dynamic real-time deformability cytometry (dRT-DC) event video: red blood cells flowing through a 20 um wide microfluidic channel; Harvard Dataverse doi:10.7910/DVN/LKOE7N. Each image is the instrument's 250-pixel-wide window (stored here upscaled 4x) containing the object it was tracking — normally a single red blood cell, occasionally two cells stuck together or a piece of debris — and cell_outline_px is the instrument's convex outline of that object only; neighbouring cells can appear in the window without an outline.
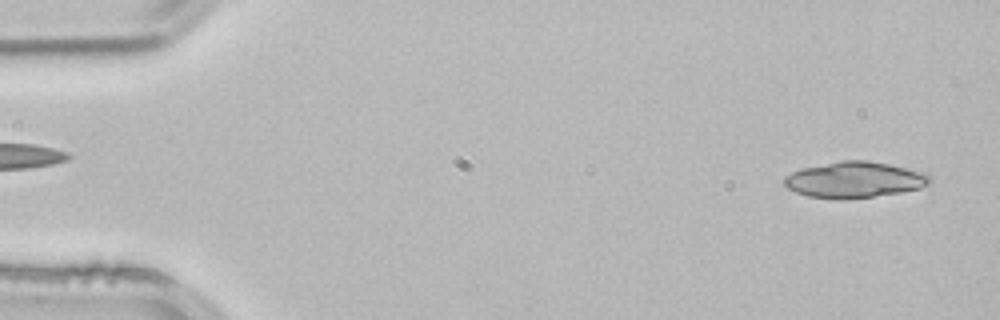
{"species": "common noctule bat (a hibernating species)", "species_latin": "Nyctalus noctula", "temperature_condition": "room temperature", "stored_images_in_passage": 19, "camera_frame_rate_fps": 3000, "um_per_image_px": 0.085, "animal": {"sex": "male", "body_mass_g": 21.5, "forearm_length_mm": 52.0}, "frame": {"image": 1, "passage_image": 2, "time_ms": 0.333, "image_size_px": [1000, 320], "cell_outline_px": [[932, 180], [928, 184], [920, 188], [900, 192], [844, 200], [836, 200], [808, 196], [796, 192], [788, 188], [784, 184], [784, 176], [800, 168], [840, 160], [868, 160], [888, 164], [920, 172], [932, 176]], "centroid_in_image_um": [72.58, 15.28], "position_along_channel_um": 12.4, "area_um2": 30.58}}